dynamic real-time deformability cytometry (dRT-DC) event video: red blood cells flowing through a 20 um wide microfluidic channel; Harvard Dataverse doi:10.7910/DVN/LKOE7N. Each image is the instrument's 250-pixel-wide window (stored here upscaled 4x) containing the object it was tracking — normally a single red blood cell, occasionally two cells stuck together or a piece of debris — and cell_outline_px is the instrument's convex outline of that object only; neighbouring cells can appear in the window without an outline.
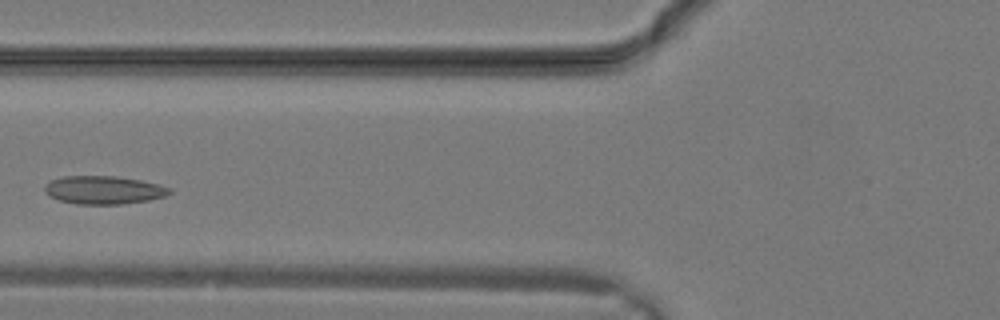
{"species": "common noctule bat (a hibernating species)", "species_latin": "Nyctalus noctula", "temperature_condition": "warm", "stored_images_in_passage": 8, "camera_frame_rate_fps": 3000, "um_per_image_px": 0.085, "animal": {"sex": "male", "body_mass_g": 19.2, "forearm_length_mm": 51.8}, "frame": {"image": 1, "passage_image": 7, "time_ms": 2.0, "image_size_px": [1000, 320], "cell_outline_px": [[172, 192], [164, 196], [148, 200], [120, 204], [76, 204], [60, 200], [48, 196], [44, 192], [44, 184], [52, 180], [64, 176], [116, 176], [140, 180], [160, 184], [172, 188]], "centroid_in_image_um": [8.8, 16.14], "position_along_channel_um": 117.0, "area_um2": 20.58}}